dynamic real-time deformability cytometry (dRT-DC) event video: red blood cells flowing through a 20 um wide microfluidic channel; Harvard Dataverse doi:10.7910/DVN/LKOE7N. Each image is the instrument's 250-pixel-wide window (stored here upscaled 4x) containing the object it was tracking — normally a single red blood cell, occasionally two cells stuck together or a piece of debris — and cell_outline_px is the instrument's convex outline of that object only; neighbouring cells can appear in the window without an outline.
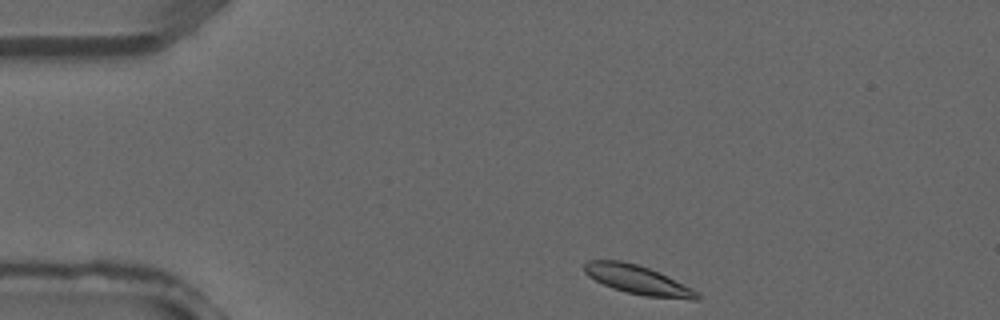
{"species": "common noctule bat (a hibernating species)", "species_latin": "Nyctalus noctula", "temperature_condition": "warm", "stored_images_in_passage": 33, "camera_frame_rate_fps": 3000, "um_per_image_px": 0.085, "animal": {"sex": "male", "forearm_length_mm": 52.5}, "frame": {"image": 1, "passage_image": 1, "time_ms": 0.0, "image_size_px": [1000, 320], "cell_outline_px": [[700, 300], [692, 300], [644, 296], [612, 288], [588, 276], [584, 272], [584, 264], [588, 260], [620, 260], [636, 264], [648, 268], [692, 288], [700, 292]], "centroid_in_image_um": [54.23, 23.8], "position_along_channel_um": 30.8, "area_um2": 18.84}}
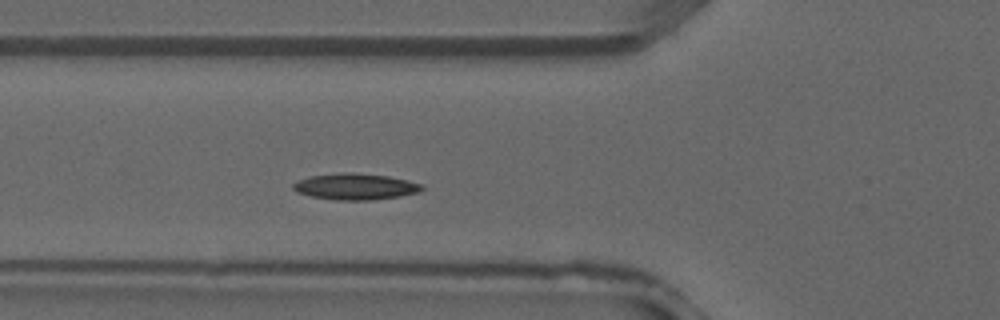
{"frame": {"image": 2, "passage_image": 8, "time_ms": 2.333, "image_size_px": [1000, 320], "cell_outline_px": [[424, 188], [420, 192], [400, 196], [372, 200], [336, 200], [312, 196], [296, 192], [292, 188], [292, 184], [296, 180], [308, 176], [340, 172], [352, 172], [388, 176], [408, 180], [424, 184]], "centroid_in_image_um": [30.2, 15.85], "position_along_channel_um": 95.6, "area_um2": 20.0}}
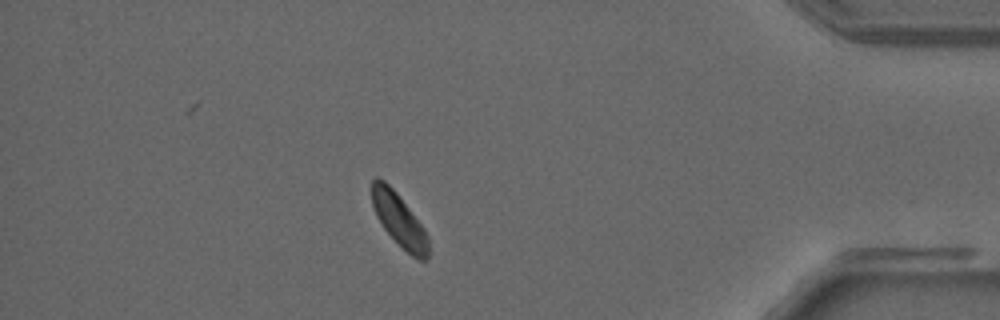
{"frame": {"image": 3, "passage_image": 28, "time_ms": 9.0, "image_size_px": [1000, 320], "cell_outline_px": [[428, 260], [420, 260], [412, 256], [384, 228], [376, 216], [372, 208], [372, 180], [376, 176], [384, 180], [396, 192], [424, 228], [428, 236]], "centroid_in_image_um": [33.91, 18.67], "position_along_channel_um": 401.3, "area_um2": 17.11}}